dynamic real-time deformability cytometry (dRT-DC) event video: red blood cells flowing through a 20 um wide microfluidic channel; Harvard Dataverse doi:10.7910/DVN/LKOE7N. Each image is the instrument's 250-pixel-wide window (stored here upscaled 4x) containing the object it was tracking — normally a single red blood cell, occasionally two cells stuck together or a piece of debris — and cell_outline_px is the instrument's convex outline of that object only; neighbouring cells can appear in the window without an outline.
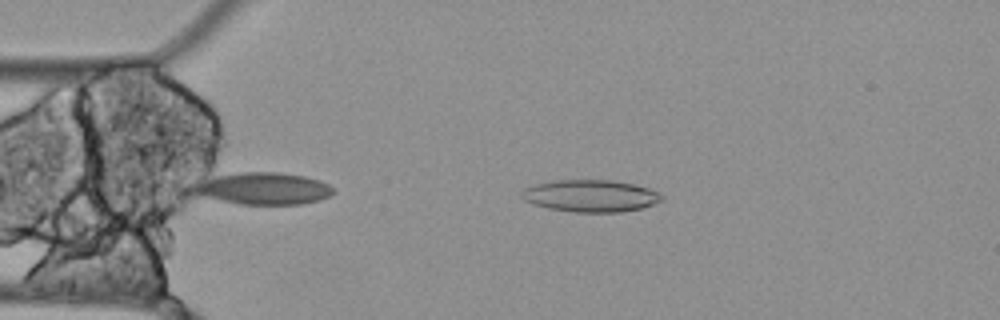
{"species": "Egyptian fruit bat (a non-hibernating species)", "species_latin": "Rousettus aegyptiacus", "temperature_condition": "cold", "stored_images_in_passage": 46, "camera_frame_rate_fps": 3000, "um_per_image_px": 0.085, "animal": {"sex": "female"}, "frame": {"image": 1, "passage_image": 6, "time_ms": 1.667, "image_size_px": [1000, 320], "cell_outline_px": [[664, 200], [640, 208], [620, 212], [572, 212], [548, 208], [532, 204], [524, 200], [520, 196], [520, 192], [524, 188], [536, 184], [552, 180], [612, 180], [632, 184], [648, 188], [660, 192], [664, 196]], "centroid_in_image_um": [50.18, 16.64], "position_along_channel_um": 34.8, "area_um2": 26.3}}
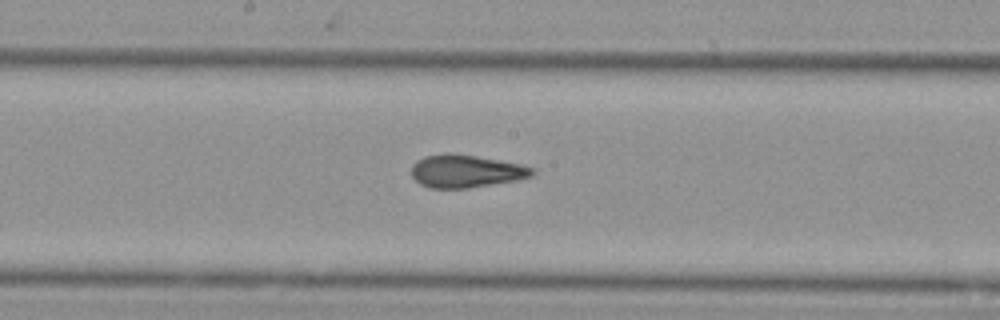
{"frame": {"image": 2, "passage_image": 23, "time_ms": 7.333, "image_size_px": [1000, 320], "cell_outline_px": [[536, 172], [532, 176], [516, 180], [468, 188], [432, 188], [420, 184], [412, 176], [412, 164], [416, 160], [424, 156], [452, 152], [476, 156], [520, 164], [536, 168]], "centroid_in_image_um": [39.6, 14.54], "position_along_channel_um": 208.6, "area_um2": 23.12}}
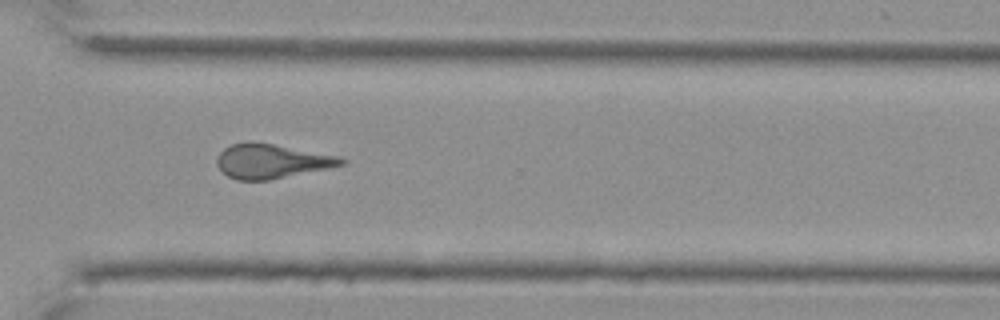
{"frame": {"image": 3, "passage_image": 35, "time_ms": 11.333, "image_size_px": [1000, 320], "cell_outline_px": [[348, 160], [344, 164], [328, 168], [268, 180], [236, 180], [228, 176], [216, 164], [216, 160], [220, 152], [224, 148], [232, 144], [248, 140], [252, 140], [340, 156]], "centroid_in_image_um": [23.07, 13.68], "position_along_channel_um": 347.5, "area_um2": 24.97}, "authors_computed_cell_mechanics": {"area_um2": 24.9118, "velocity_mm_per_s": 3.4759, "shape_relaxation_time_tau1_ms": null, "shape_relaxation_time_tau2_ms": 3.3895, "deformation_change_tau1": null, "deformation_change_tau2": 0.1378}}